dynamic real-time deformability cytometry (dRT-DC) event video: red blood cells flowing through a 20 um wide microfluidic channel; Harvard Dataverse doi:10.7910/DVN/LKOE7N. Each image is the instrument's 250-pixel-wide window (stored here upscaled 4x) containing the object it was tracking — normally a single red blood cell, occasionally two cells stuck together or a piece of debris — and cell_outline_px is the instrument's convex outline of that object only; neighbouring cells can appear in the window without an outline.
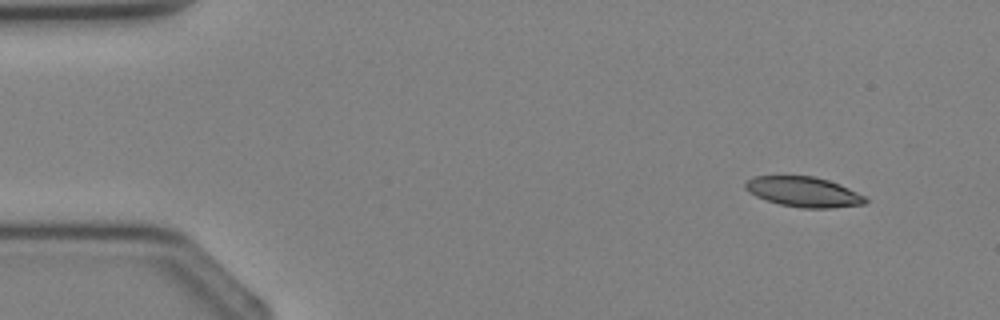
{"species": "Egyptian fruit bat (a non-hibernating species)", "species_latin": "Rousettus aegyptiacus", "temperature_condition": "cold", "stored_images_in_passage": 4, "camera_frame_rate_fps": 3000, "um_per_image_px": 0.085, "animal": {"sex": "female"}, "frame": {"image": 1, "passage_image": 2, "time_ms": 1.0, "image_size_px": [1000, 320], "cell_outline_px": [[868, 200], [864, 204], [828, 208], [804, 208], [780, 204], [756, 196], [744, 188], [744, 184], [748, 180], [756, 176], [816, 176], [840, 184], [864, 196]], "centroid_in_image_um": [68.31, 16.3], "position_along_channel_um": 16.7, "area_um2": 20.81}}
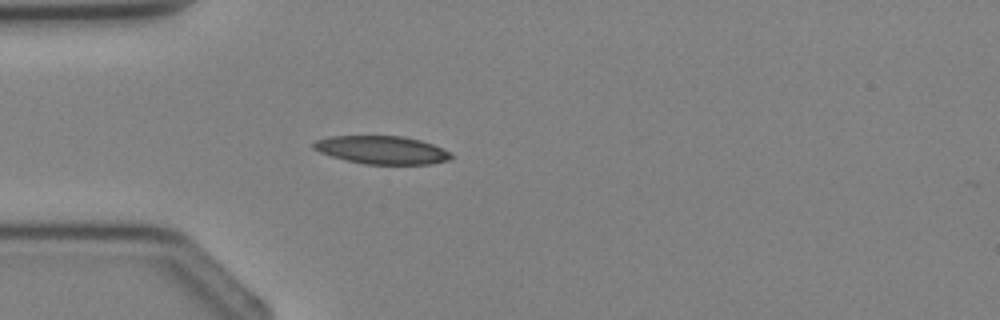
{"frame": {"image": 2, "passage_image": 4, "time_ms": 3.333, "image_size_px": [1000, 320], "cell_outline_px": [[452, 156], [448, 160], [432, 164], [364, 164], [332, 156], [320, 152], [312, 148], [312, 144], [316, 140], [332, 136], [404, 136], [420, 140], [432, 144], [452, 152]], "centroid_in_image_um": [32.48, 12.74], "position_along_channel_um": 52.5, "area_um2": 22.43}}